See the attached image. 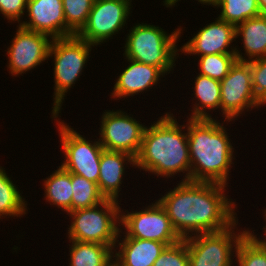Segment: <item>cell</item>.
Instances as JSON below:
<instances>
[{
    "label": "cell",
    "instance_id": "4316f807",
    "mask_svg": "<svg viewBox=\"0 0 266 266\" xmlns=\"http://www.w3.org/2000/svg\"><path fill=\"white\" fill-rule=\"evenodd\" d=\"M95 0H62L66 37L77 35L85 26Z\"/></svg>",
    "mask_w": 266,
    "mask_h": 266
},
{
    "label": "cell",
    "instance_id": "e0dca14e",
    "mask_svg": "<svg viewBox=\"0 0 266 266\" xmlns=\"http://www.w3.org/2000/svg\"><path fill=\"white\" fill-rule=\"evenodd\" d=\"M127 164H130V167H134L136 164L135 157L129 153L103 149L97 185L105 199L119 201L120 186L124 180Z\"/></svg>",
    "mask_w": 266,
    "mask_h": 266
},
{
    "label": "cell",
    "instance_id": "603a6c76",
    "mask_svg": "<svg viewBox=\"0 0 266 266\" xmlns=\"http://www.w3.org/2000/svg\"><path fill=\"white\" fill-rule=\"evenodd\" d=\"M7 174L5 168L0 166V220L6 216L23 217L28 211V202L18 190V185Z\"/></svg>",
    "mask_w": 266,
    "mask_h": 266
},
{
    "label": "cell",
    "instance_id": "277c9868",
    "mask_svg": "<svg viewBox=\"0 0 266 266\" xmlns=\"http://www.w3.org/2000/svg\"><path fill=\"white\" fill-rule=\"evenodd\" d=\"M183 27L176 28L171 34L158 25L137 23L125 35V58L160 68L166 75L174 70L179 57L177 47ZM178 55V56H177ZM168 73V74H167Z\"/></svg>",
    "mask_w": 266,
    "mask_h": 266
},
{
    "label": "cell",
    "instance_id": "d4e9b609",
    "mask_svg": "<svg viewBox=\"0 0 266 266\" xmlns=\"http://www.w3.org/2000/svg\"><path fill=\"white\" fill-rule=\"evenodd\" d=\"M72 202L71 211L93 207L105 200L98 185L85 177L71 173Z\"/></svg>",
    "mask_w": 266,
    "mask_h": 266
},
{
    "label": "cell",
    "instance_id": "83f0119b",
    "mask_svg": "<svg viewBox=\"0 0 266 266\" xmlns=\"http://www.w3.org/2000/svg\"><path fill=\"white\" fill-rule=\"evenodd\" d=\"M199 74L221 81L237 61L235 54H209L198 58Z\"/></svg>",
    "mask_w": 266,
    "mask_h": 266
},
{
    "label": "cell",
    "instance_id": "ba28073f",
    "mask_svg": "<svg viewBox=\"0 0 266 266\" xmlns=\"http://www.w3.org/2000/svg\"><path fill=\"white\" fill-rule=\"evenodd\" d=\"M238 224L237 219L224 230L186 238L189 266H233L238 243L249 231V228L240 231Z\"/></svg>",
    "mask_w": 266,
    "mask_h": 266
},
{
    "label": "cell",
    "instance_id": "836d02e7",
    "mask_svg": "<svg viewBox=\"0 0 266 266\" xmlns=\"http://www.w3.org/2000/svg\"><path fill=\"white\" fill-rule=\"evenodd\" d=\"M258 6L261 14H266V0H258Z\"/></svg>",
    "mask_w": 266,
    "mask_h": 266
},
{
    "label": "cell",
    "instance_id": "5b68a950",
    "mask_svg": "<svg viewBox=\"0 0 266 266\" xmlns=\"http://www.w3.org/2000/svg\"><path fill=\"white\" fill-rule=\"evenodd\" d=\"M120 201L105 199L101 203L67 213L71 223L67 231L68 240L98 243L113 250L118 239L121 222Z\"/></svg>",
    "mask_w": 266,
    "mask_h": 266
},
{
    "label": "cell",
    "instance_id": "44dd1931",
    "mask_svg": "<svg viewBox=\"0 0 266 266\" xmlns=\"http://www.w3.org/2000/svg\"><path fill=\"white\" fill-rule=\"evenodd\" d=\"M53 172L45 178L42 185L44 186V197L50 205H56L58 209H62L67 214L71 211L73 194L71 173L64 170L61 166H58L57 170Z\"/></svg>",
    "mask_w": 266,
    "mask_h": 266
},
{
    "label": "cell",
    "instance_id": "7402d4cb",
    "mask_svg": "<svg viewBox=\"0 0 266 266\" xmlns=\"http://www.w3.org/2000/svg\"><path fill=\"white\" fill-rule=\"evenodd\" d=\"M68 266H105L113 258L114 250L104 244L69 240Z\"/></svg>",
    "mask_w": 266,
    "mask_h": 266
},
{
    "label": "cell",
    "instance_id": "4fadbf2b",
    "mask_svg": "<svg viewBox=\"0 0 266 266\" xmlns=\"http://www.w3.org/2000/svg\"><path fill=\"white\" fill-rule=\"evenodd\" d=\"M15 32L10 47L8 46L5 51L9 74L17 77L49 60V49L53 39L46 34L30 31L19 25Z\"/></svg>",
    "mask_w": 266,
    "mask_h": 266
},
{
    "label": "cell",
    "instance_id": "30bf717a",
    "mask_svg": "<svg viewBox=\"0 0 266 266\" xmlns=\"http://www.w3.org/2000/svg\"><path fill=\"white\" fill-rule=\"evenodd\" d=\"M220 85V111L222 117L224 115L223 119L228 121L227 125L248 110L264 106L254 94L248 62L236 61L229 73L220 81Z\"/></svg>",
    "mask_w": 266,
    "mask_h": 266
},
{
    "label": "cell",
    "instance_id": "6da1fadb",
    "mask_svg": "<svg viewBox=\"0 0 266 266\" xmlns=\"http://www.w3.org/2000/svg\"><path fill=\"white\" fill-rule=\"evenodd\" d=\"M227 185L213 182L179 181L157 199L166 210L181 239L224 230L237 219V206L225 195Z\"/></svg>",
    "mask_w": 266,
    "mask_h": 266
},
{
    "label": "cell",
    "instance_id": "9c48e42d",
    "mask_svg": "<svg viewBox=\"0 0 266 266\" xmlns=\"http://www.w3.org/2000/svg\"><path fill=\"white\" fill-rule=\"evenodd\" d=\"M154 202L148 206L146 204L145 209H139V211L121 210L120 226L122 227L119 234H125L130 238L154 240L165 243L167 246L180 241L181 238L173 228L166 210L158 200Z\"/></svg>",
    "mask_w": 266,
    "mask_h": 266
},
{
    "label": "cell",
    "instance_id": "8fae6325",
    "mask_svg": "<svg viewBox=\"0 0 266 266\" xmlns=\"http://www.w3.org/2000/svg\"><path fill=\"white\" fill-rule=\"evenodd\" d=\"M131 6L132 0H95L87 23L77 36L96 47L113 39L127 25Z\"/></svg>",
    "mask_w": 266,
    "mask_h": 266
},
{
    "label": "cell",
    "instance_id": "ffe728a7",
    "mask_svg": "<svg viewBox=\"0 0 266 266\" xmlns=\"http://www.w3.org/2000/svg\"><path fill=\"white\" fill-rule=\"evenodd\" d=\"M194 78L193 95L197 100L196 103L194 102L193 110H190L192 113L189 114V118L212 119V115L209 112L217 109L220 111V81L199 73Z\"/></svg>",
    "mask_w": 266,
    "mask_h": 266
},
{
    "label": "cell",
    "instance_id": "3957f363",
    "mask_svg": "<svg viewBox=\"0 0 266 266\" xmlns=\"http://www.w3.org/2000/svg\"><path fill=\"white\" fill-rule=\"evenodd\" d=\"M187 137L191 161L190 181L213 182L228 186L234 149L224 120H187ZM230 168V169H229Z\"/></svg>",
    "mask_w": 266,
    "mask_h": 266
},
{
    "label": "cell",
    "instance_id": "f1b7e54d",
    "mask_svg": "<svg viewBox=\"0 0 266 266\" xmlns=\"http://www.w3.org/2000/svg\"><path fill=\"white\" fill-rule=\"evenodd\" d=\"M153 266H189V253L185 239L166 246Z\"/></svg>",
    "mask_w": 266,
    "mask_h": 266
},
{
    "label": "cell",
    "instance_id": "2e32d148",
    "mask_svg": "<svg viewBox=\"0 0 266 266\" xmlns=\"http://www.w3.org/2000/svg\"><path fill=\"white\" fill-rule=\"evenodd\" d=\"M129 64L122 73L118 75L114 83L111 99L121 100L138 95L140 92H147L149 89H154L166 74L158 67L144 64L135 60L125 58ZM120 98V99H119Z\"/></svg>",
    "mask_w": 266,
    "mask_h": 266
},
{
    "label": "cell",
    "instance_id": "cb8c5ba5",
    "mask_svg": "<svg viewBox=\"0 0 266 266\" xmlns=\"http://www.w3.org/2000/svg\"><path fill=\"white\" fill-rule=\"evenodd\" d=\"M216 7L221 9L218 18L235 26L261 15L258 0H218Z\"/></svg>",
    "mask_w": 266,
    "mask_h": 266
},
{
    "label": "cell",
    "instance_id": "8992f818",
    "mask_svg": "<svg viewBox=\"0 0 266 266\" xmlns=\"http://www.w3.org/2000/svg\"><path fill=\"white\" fill-rule=\"evenodd\" d=\"M95 45L89 44L77 35L53 39L49 57L54 62V95L52 115H59L66 93L79 81L84 67L91 56Z\"/></svg>",
    "mask_w": 266,
    "mask_h": 266
},
{
    "label": "cell",
    "instance_id": "9a60e30c",
    "mask_svg": "<svg viewBox=\"0 0 266 266\" xmlns=\"http://www.w3.org/2000/svg\"><path fill=\"white\" fill-rule=\"evenodd\" d=\"M26 14L28 18H25L19 26L46 34L52 39L66 37L62 0H27Z\"/></svg>",
    "mask_w": 266,
    "mask_h": 266
},
{
    "label": "cell",
    "instance_id": "4dcf8cb0",
    "mask_svg": "<svg viewBox=\"0 0 266 266\" xmlns=\"http://www.w3.org/2000/svg\"><path fill=\"white\" fill-rule=\"evenodd\" d=\"M27 0H0V14L6 18L8 22H22L23 15L26 13Z\"/></svg>",
    "mask_w": 266,
    "mask_h": 266
},
{
    "label": "cell",
    "instance_id": "7a4b0ae2",
    "mask_svg": "<svg viewBox=\"0 0 266 266\" xmlns=\"http://www.w3.org/2000/svg\"><path fill=\"white\" fill-rule=\"evenodd\" d=\"M148 127L143 132L135 168L167 179L182 172V181H189L191 161L187 123L180 125L170 111Z\"/></svg>",
    "mask_w": 266,
    "mask_h": 266
},
{
    "label": "cell",
    "instance_id": "ac0fdd59",
    "mask_svg": "<svg viewBox=\"0 0 266 266\" xmlns=\"http://www.w3.org/2000/svg\"><path fill=\"white\" fill-rule=\"evenodd\" d=\"M117 240L113 258L119 266H153L167 246L165 243L154 240L130 238ZM118 250V252H117Z\"/></svg>",
    "mask_w": 266,
    "mask_h": 266
},
{
    "label": "cell",
    "instance_id": "7c38bea8",
    "mask_svg": "<svg viewBox=\"0 0 266 266\" xmlns=\"http://www.w3.org/2000/svg\"><path fill=\"white\" fill-rule=\"evenodd\" d=\"M99 142L105 150L120 151L137 157L142 145L144 123L122 110H105L100 121Z\"/></svg>",
    "mask_w": 266,
    "mask_h": 266
},
{
    "label": "cell",
    "instance_id": "d6986e66",
    "mask_svg": "<svg viewBox=\"0 0 266 266\" xmlns=\"http://www.w3.org/2000/svg\"><path fill=\"white\" fill-rule=\"evenodd\" d=\"M239 36L244 45L245 53L243 54L237 45L235 49L237 61L249 62L266 57V14L247 19L238 24L236 26V38Z\"/></svg>",
    "mask_w": 266,
    "mask_h": 266
},
{
    "label": "cell",
    "instance_id": "1f68e13d",
    "mask_svg": "<svg viewBox=\"0 0 266 266\" xmlns=\"http://www.w3.org/2000/svg\"><path fill=\"white\" fill-rule=\"evenodd\" d=\"M181 0H163V6L165 5L167 8H172L173 6L175 7V5ZM201 4L204 5H211L215 8V5L217 4L218 0H196Z\"/></svg>",
    "mask_w": 266,
    "mask_h": 266
},
{
    "label": "cell",
    "instance_id": "e575fe53",
    "mask_svg": "<svg viewBox=\"0 0 266 266\" xmlns=\"http://www.w3.org/2000/svg\"><path fill=\"white\" fill-rule=\"evenodd\" d=\"M105 266H119L117 261L113 258L107 265Z\"/></svg>",
    "mask_w": 266,
    "mask_h": 266
},
{
    "label": "cell",
    "instance_id": "f546056e",
    "mask_svg": "<svg viewBox=\"0 0 266 266\" xmlns=\"http://www.w3.org/2000/svg\"><path fill=\"white\" fill-rule=\"evenodd\" d=\"M251 69L252 87L256 98L266 104V57L248 62Z\"/></svg>",
    "mask_w": 266,
    "mask_h": 266
},
{
    "label": "cell",
    "instance_id": "52a82bcc",
    "mask_svg": "<svg viewBox=\"0 0 266 266\" xmlns=\"http://www.w3.org/2000/svg\"><path fill=\"white\" fill-rule=\"evenodd\" d=\"M59 116L51 114V118L57 122L61 151L64 154V160L60 166L70 173L85 177L97 184L103 146L99 139L87 140V137L80 135L69 124L61 121Z\"/></svg>",
    "mask_w": 266,
    "mask_h": 266
},
{
    "label": "cell",
    "instance_id": "d6a6232c",
    "mask_svg": "<svg viewBox=\"0 0 266 266\" xmlns=\"http://www.w3.org/2000/svg\"><path fill=\"white\" fill-rule=\"evenodd\" d=\"M264 215H263V217L265 218L264 219V222L266 221V208L264 209ZM266 223V222H265ZM263 228H262V230H264V237L261 239L260 237H257V235H256V233L254 234V231L255 230H252V229H250L249 231L265 246V248H266V225L265 226H262ZM252 230V231H251ZM265 238V239H264Z\"/></svg>",
    "mask_w": 266,
    "mask_h": 266
},
{
    "label": "cell",
    "instance_id": "484cf974",
    "mask_svg": "<svg viewBox=\"0 0 266 266\" xmlns=\"http://www.w3.org/2000/svg\"><path fill=\"white\" fill-rule=\"evenodd\" d=\"M235 257L236 266H266V248L250 231L239 241Z\"/></svg>",
    "mask_w": 266,
    "mask_h": 266
},
{
    "label": "cell",
    "instance_id": "5bb4252c",
    "mask_svg": "<svg viewBox=\"0 0 266 266\" xmlns=\"http://www.w3.org/2000/svg\"><path fill=\"white\" fill-rule=\"evenodd\" d=\"M215 19L214 22L200 28L197 34L183 44L179 48L180 52L190 56L235 54L236 46L234 47V44L232 46L231 43L236 41V26L218 17Z\"/></svg>",
    "mask_w": 266,
    "mask_h": 266
}]
</instances>
